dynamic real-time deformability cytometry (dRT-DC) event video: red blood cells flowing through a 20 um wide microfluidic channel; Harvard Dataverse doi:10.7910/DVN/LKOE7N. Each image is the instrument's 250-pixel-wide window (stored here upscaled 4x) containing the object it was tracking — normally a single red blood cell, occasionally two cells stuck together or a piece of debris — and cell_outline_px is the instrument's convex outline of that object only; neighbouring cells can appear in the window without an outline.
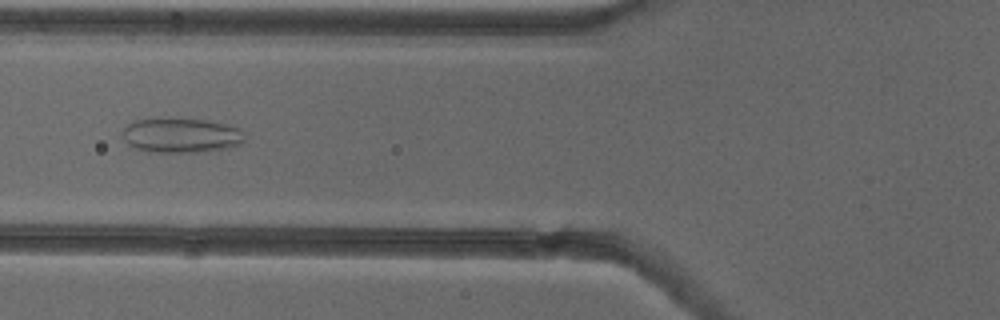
{"species": "common noctule bat (a hibernating species)", "species_latin": "Nyctalus noctula", "temperature_condition": "cold", "stored_images_in_passage": 52, "camera_frame_rate_fps": 3000, "um_per_image_px": 0.085, "animal": {"sex": "female"}, "frame": {"image": 1, "passage_image": 20, "time_ms": 6.333, "image_size_px": [1000, 320], "cell_outline_px": [[244, 140], [240, 144], [232, 148], [204, 152], [148, 152], [136, 148], [128, 144], [124, 140], [124, 128], [128, 124], [136, 120], [204, 120], [224, 124], [240, 128], [244, 132]], "centroid_in_image_um": [15.46, 11.55], "position_along_channel_um": 110.3, "area_um2": 24.33}}
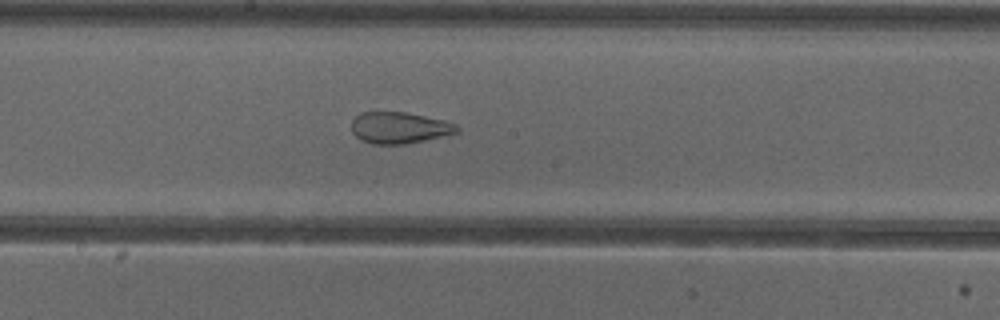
{"frame": {"image": 2, "passage_image": 28, "time_ms": 9.0, "image_size_px": [1000, 320], "cell_outline_px": [[460, 132], [424, 140], [404, 144], [372, 144], [360, 140], [352, 132], [352, 120], [360, 112], [404, 112], [444, 120], [456, 124], [460, 128]], "centroid_in_image_um": [33.94, 10.86], "position_along_channel_um": 214.3, "area_um2": 19.31}}
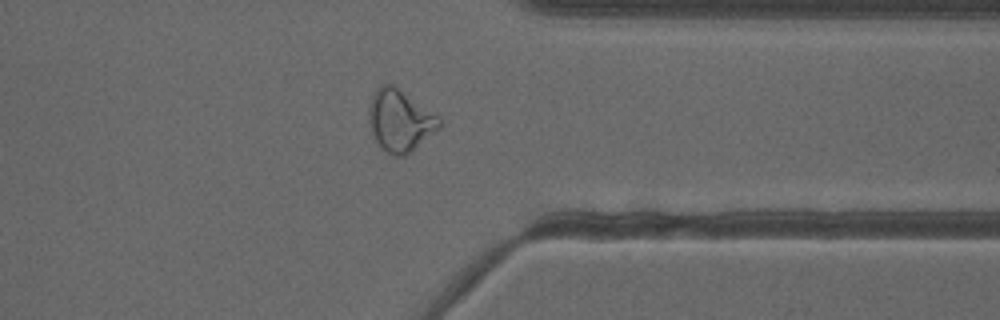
{"frame": {"image": 3, "passage_image": 41, "time_ms": 13.333, "image_size_px": [1000, 320], "cell_outline_px": [[440, 128], [412, 152], [404, 156], [392, 156], [380, 148], [372, 136], [368, 120], [368, 108], [372, 96], [376, 88], [380, 84], [392, 84], [440, 116]], "centroid_in_image_um": [33.98, 10.27], "position_along_channel_um": 377.4, "area_um2": 25.78}, "authors_computed_cell_mechanics": {"area_um2": 26.7614, "velocity_mm_per_s": 3.8672, "shape_relaxation_time_tau1_ms": null, "shape_relaxation_time_tau2_ms": 1.2565, "deformation_change_tau1": null, "deformation_change_tau2": 0.0884}}